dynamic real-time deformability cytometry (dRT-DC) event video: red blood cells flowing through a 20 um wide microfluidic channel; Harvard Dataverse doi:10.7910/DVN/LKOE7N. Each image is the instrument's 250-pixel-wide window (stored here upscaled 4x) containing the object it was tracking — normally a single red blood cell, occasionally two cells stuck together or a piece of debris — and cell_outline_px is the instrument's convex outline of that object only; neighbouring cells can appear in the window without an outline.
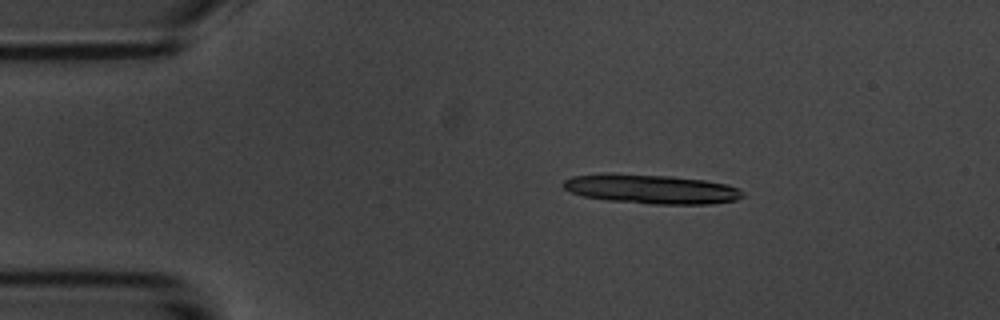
{"species": "common noctule bat (a hibernating species)", "species_latin": "Nyctalus noctula", "temperature_condition": "room temperature", "stored_images_in_passage": 3, "camera_frame_rate_fps": 3000, "um_per_image_px": 0.085, "animal": {"sex": "male", "body_mass_g": 20.1, "forearm_length_mm": 53.5}, "frame": {"image": 1, "passage_image": 2, "time_ms": 1.333, "image_size_px": [1000, 320], "cell_outline_px": [[744, 196], [736, 200], [708, 204], [652, 204], [608, 200], [584, 196], [572, 192], [564, 188], [560, 184], [564, 180], [572, 176], [604, 172], [612, 172], [672, 176], [704, 180], [724, 184], [736, 188], [744, 192]], "centroid_in_image_um": [55.29, 16.05], "position_along_channel_um": 29.7, "area_um2": 30.87}}